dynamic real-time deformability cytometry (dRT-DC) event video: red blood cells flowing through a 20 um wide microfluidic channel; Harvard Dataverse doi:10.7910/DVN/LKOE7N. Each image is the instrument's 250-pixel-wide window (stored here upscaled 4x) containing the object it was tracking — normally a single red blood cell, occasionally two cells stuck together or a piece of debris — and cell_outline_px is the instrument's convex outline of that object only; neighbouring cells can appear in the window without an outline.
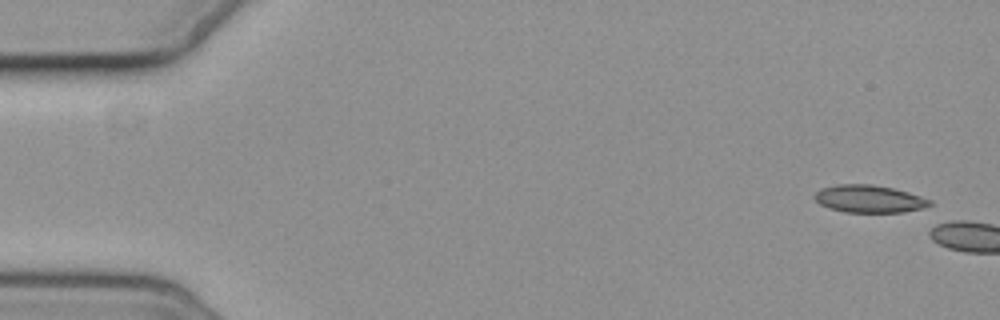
{"species": "common noctule bat (a hibernating species)", "species_latin": "Nyctalus noctula", "temperature_condition": "cold", "stored_images_in_passage": 2, "camera_frame_rate_fps": 3000, "um_per_image_px": 0.085, "animal": {"sex": "female", "body_mass_g": 19.3, "forearm_length_mm": 54.1}, "frame": {"image": 1, "passage_image": 1, "time_ms": 0.0, "image_size_px": [1000, 320], "cell_outline_px": [[932, 204], [924, 208], [904, 212], [844, 212], [828, 208], [820, 204], [812, 196], [820, 188], [836, 184], [872, 184], [892, 188], [908, 192], [932, 200]], "centroid_in_image_um": [73.86, 16.9], "position_along_channel_um": 11.1, "area_um2": 18.61}}